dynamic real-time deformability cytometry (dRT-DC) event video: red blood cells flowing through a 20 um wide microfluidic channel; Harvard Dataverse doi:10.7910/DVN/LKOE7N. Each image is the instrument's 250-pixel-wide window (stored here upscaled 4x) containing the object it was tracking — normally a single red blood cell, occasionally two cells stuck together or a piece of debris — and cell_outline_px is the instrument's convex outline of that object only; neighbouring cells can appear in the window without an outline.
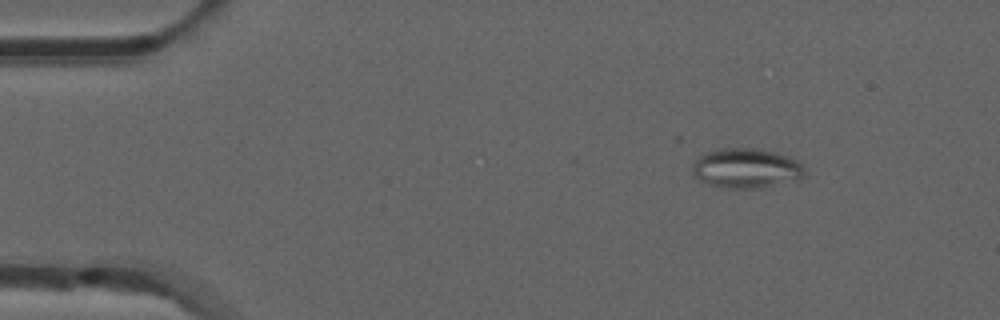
{"species": "common noctule bat (a hibernating species)", "species_latin": "Nyctalus noctula", "temperature_condition": "room temperature", "stored_images_in_passage": 35, "camera_frame_rate_fps": 3000, "um_per_image_px": 0.085, "animal": {"sex": "male", "forearm_length_mm": 52.5}, "frame": {"image": 1, "passage_image": 1, "time_ms": 0.0, "image_size_px": [1000, 320], "cell_outline_px": [[804, 176], [800, 180], [760, 188], [724, 188], [708, 184], [692, 176], [692, 164], [700, 156], [708, 152], [720, 148], [760, 148], [776, 152], [788, 156], [796, 160], [804, 168]], "centroid_in_image_um": [63.43, 14.31], "position_along_channel_um": 21.6, "area_um2": 26.3}}
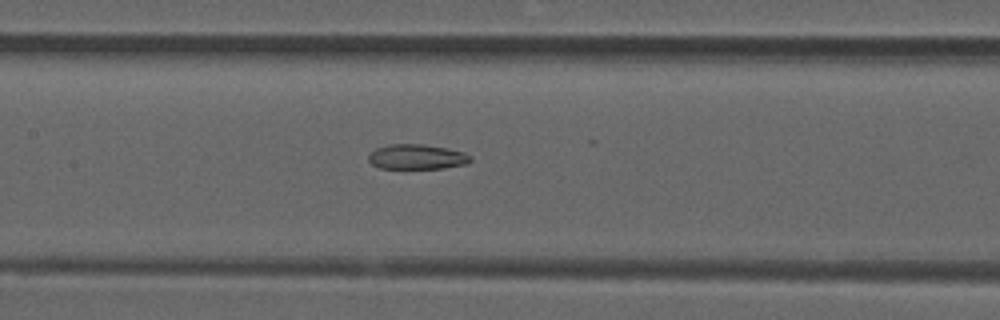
{"frame": {"image": 2, "passage_image": 19, "time_ms": 6.0, "image_size_px": [1000, 320], "cell_outline_px": [[472, 160], [468, 164], [444, 168], [380, 168], [372, 164], [368, 160], [368, 156], [376, 148], [388, 144], [424, 144], [448, 148], [464, 152], [472, 156]], "centroid_in_image_um": [35.48, 13.32], "position_along_channel_um": 171.9, "area_um2": 14.97}}
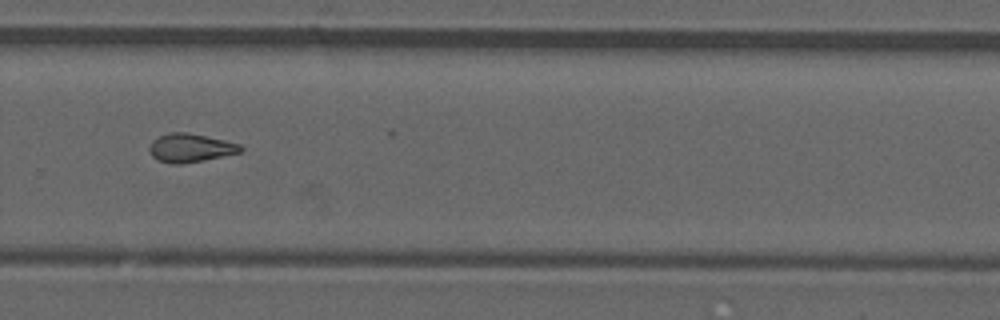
{"frame": {"image": 3, "passage_image": 30, "time_ms": 9.667, "image_size_px": [1000, 320], "cell_outline_px": [[244, 148], [240, 152], [204, 160], [180, 164], [172, 164], [156, 160], [152, 156], [148, 148], [152, 140], [168, 132], [188, 132], [224, 140], [240, 144]], "centroid_in_image_um": [16.15, 12.57], "position_along_channel_um": 313.7, "area_um2": 15.2}}